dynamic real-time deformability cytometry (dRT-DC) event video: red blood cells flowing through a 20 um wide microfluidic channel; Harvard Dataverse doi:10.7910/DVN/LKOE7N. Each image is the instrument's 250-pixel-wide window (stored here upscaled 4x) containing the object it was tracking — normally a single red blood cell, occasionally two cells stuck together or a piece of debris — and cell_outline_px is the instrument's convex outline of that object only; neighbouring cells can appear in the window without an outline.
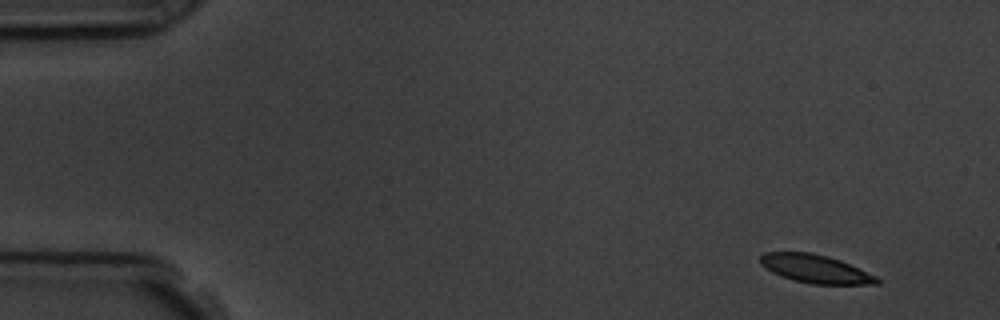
{"species": "common noctule bat (a hibernating species)", "species_latin": "Nyctalus noctula", "temperature_condition": "room temperature", "stored_images_in_passage": 6, "camera_frame_rate_fps": 3000, "um_per_image_px": 0.085, "animal": {"sex": "male", "body_mass_g": 19.5, "forearm_length_mm": 54.6}, "frame": {"image": 1, "passage_image": 1, "time_ms": 0.0, "image_size_px": [1000, 320], "cell_outline_px": [[880, 284], [812, 284], [792, 280], [780, 276], [772, 272], [760, 264], [760, 256], [764, 252], [812, 252], [828, 256], [840, 260], [876, 276], [880, 280]], "centroid_in_image_um": [69.29, 22.85], "position_along_channel_um": 15.7, "area_um2": 19.25}}
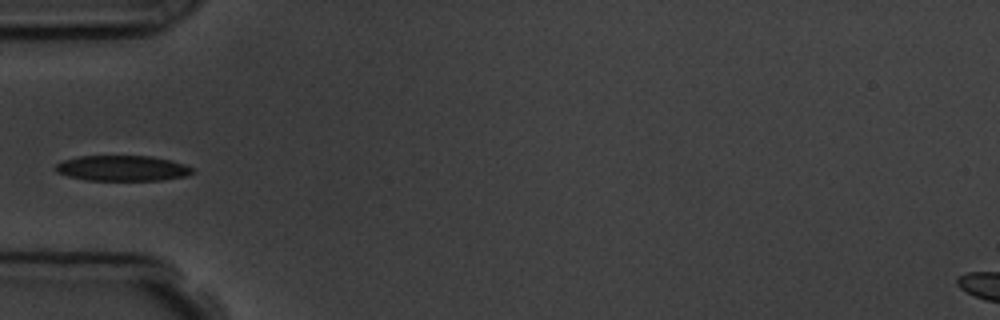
{"frame": {"image": 2, "passage_image": 5, "time_ms": 4.667, "image_size_px": [1000, 320], "cell_outline_px": [[196, 172], [188, 176], [164, 180], [84, 180], [68, 176], [56, 172], [56, 164], [64, 160], [80, 156], [152, 156], [172, 160], [184, 164], [192, 168]], "centroid_in_image_um": [10.45, 14.3], "position_along_channel_um": 74.5, "area_um2": 20.46}}